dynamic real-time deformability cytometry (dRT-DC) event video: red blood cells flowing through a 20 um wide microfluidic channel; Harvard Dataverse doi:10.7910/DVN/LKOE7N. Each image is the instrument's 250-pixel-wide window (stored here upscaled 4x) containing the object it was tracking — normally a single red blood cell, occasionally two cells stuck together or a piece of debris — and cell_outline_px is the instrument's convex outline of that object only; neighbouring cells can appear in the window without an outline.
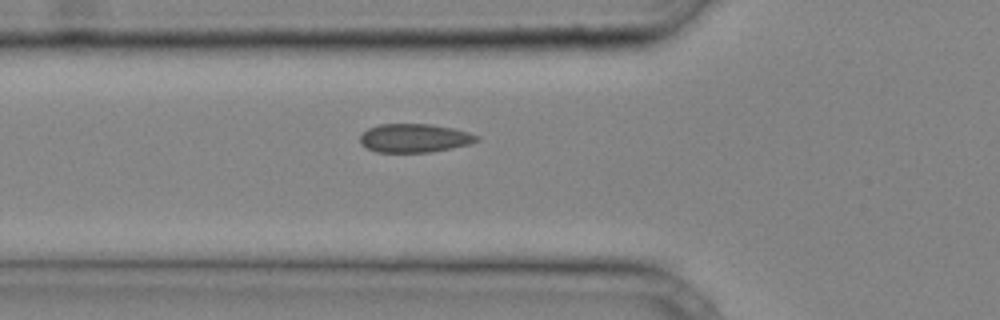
{"species": "common noctule bat (a hibernating species)", "species_latin": "Nyctalus noctula", "temperature_condition": "cold", "stored_images_in_passage": 26, "camera_frame_rate_fps": 3000, "um_per_image_px": 0.085, "animal": {"sex": "male", "body_mass_g": 20.4}, "frame": {"image": 1, "passage_image": 5, "time_ms": 1.333, "image_size_px": [1000, 320], "cell_outline_px": [[480, 140], [468, 144], [452, 148], [432, 152], [376, 152], [360, 144], [360, 136], [368, 128], [380, 124], [428, 124], [452, 128], [468, 132], [480, 136]], "centroid_in_image_um": [35.23, 11.74], "position_along_channel_um": 90.6, "area_um2": 19.42}}